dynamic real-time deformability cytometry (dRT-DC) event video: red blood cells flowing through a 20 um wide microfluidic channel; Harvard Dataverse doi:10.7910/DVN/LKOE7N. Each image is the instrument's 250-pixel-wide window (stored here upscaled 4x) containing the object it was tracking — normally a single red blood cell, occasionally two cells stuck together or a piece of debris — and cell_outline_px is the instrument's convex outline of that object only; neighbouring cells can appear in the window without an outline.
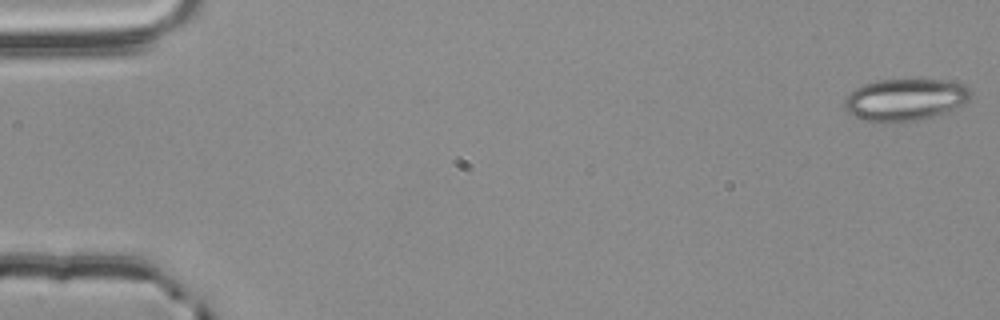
{"species": "common noctule bat (a hibernating species)", "species_latin": "Nyctalus noctula", "temperature_condition": "room temperature", "stored_images_in_passage": 55, "camera_frame_rate_fps": 3000, "um_per_image_px": 0.085, "animal": {"sex": "male", "body_mass_g": 20.4}, "frame": {"image": 1, "passage_image": 1, "time_ms": 0.0, "image_size_px": [1000, 320], "cell_outline_px": [[972, 96], [964, 104], [944, 112], [932, 116], [916, 120], [892, 124], [864, 120], [848, 112], [844, 108], [844, 100], [856, 88], [864, 84], [876, 80], [944, 80], [960, 84], [968, 88], [972, 92]], "centroid_in_image_um": [76.92, 8.48], "position_along_channel_um": 8.1, "area_um2": 30.75}}
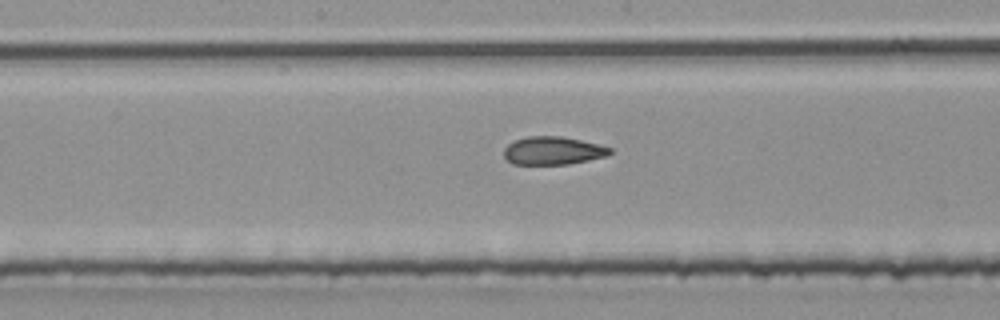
{"frame": {"image": 2, "passage_image": 29, "time_ms": 9.333, "image_size_px": [1000, 320], "cell_outline_px": [[612, 152], [608, 156], [568, 164], [512, 164], [504, 156], [504, 148], [508, 144], [516, 140], [528, 136], [560, 136], [580, 140], [612, 148]], "centroid_in_image_um": [47.0, 12.81], "position_along_channel_um": 201.2, "area_um2": 17.22}}
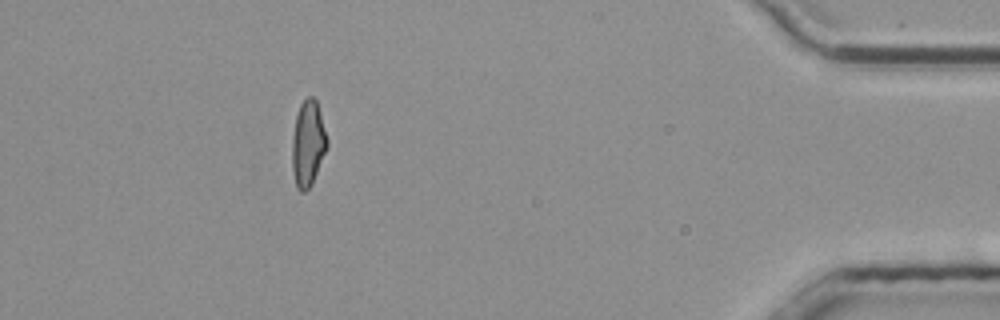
{"frame": {"image": 3, "passage_image": 50, "time_ms": 16.333, "image_size_px": [1000, 320], "cell_outline_px": [[328, 148], [312, 184], [304, 192], [300, 192], [296, 188], [292, 168], [292, 136], [296, 116], [300, 104], [308, 96], [312, 96], [316, 100], [320, 112], [328, 140]], "centroid_in_image_um": [26.18, 12.23], "position_along_channel_um": 409.0, "area_um2": 17.69}, "authors_computed_cell_mechanics": {"area_um2": 18.0336, "velocity_mm_per_s": 3.7958, "shape_relaxation_time_tau1_ms": 9.6866, "shape_relaxation_time_tau2_ms": 1.8487, "deformation_change_tau1": 0.1989, "deformation_change_tau2": 0.086}}